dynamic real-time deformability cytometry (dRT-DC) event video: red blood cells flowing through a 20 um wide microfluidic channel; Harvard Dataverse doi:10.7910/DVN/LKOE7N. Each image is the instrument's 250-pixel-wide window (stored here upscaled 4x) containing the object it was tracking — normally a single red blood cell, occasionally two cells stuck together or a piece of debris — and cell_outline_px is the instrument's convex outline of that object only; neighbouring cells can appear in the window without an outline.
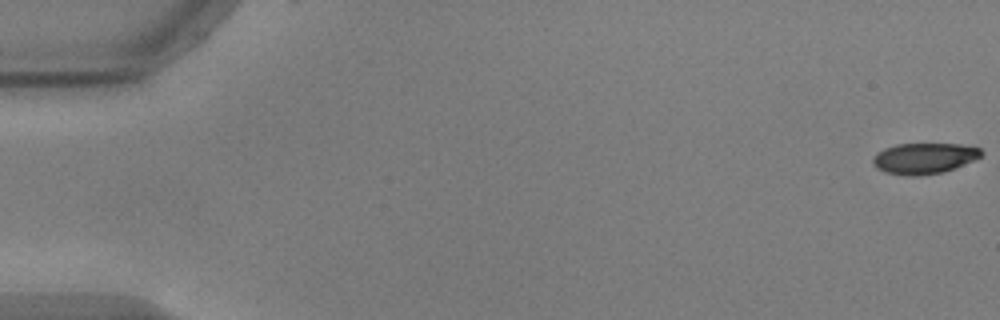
{"species": "common noctule bat (a hibernating species)", "species_latin": "Nyctalus noctula", "temperature_condition": "warm", "stored_images_in_passage": 55, "camera_frame_rate_fps": 3000, "um_per_image_px": 0.085, "animal": {"sex": "male", "body_mass_g": 17.9, "forearm_length_mm": 54.2}, "frame": {"image": 1, "passage_image": 1, "time_ms": 0.0, "image_size_px": [1000, 320], "cell_outline_px": [[984, 152], [980, 156], [972, 160], [944, 172], [920, 176], [908, 176], [884, 172], [876, 168], [872, 164], [872, 160], [884, 148], [896, 144], [960, 144], [980, 148]], "centroid_in_image_um": [78.53, 13.46], "position_along_channel_um": 6.5, "area_um2": 19.36}}
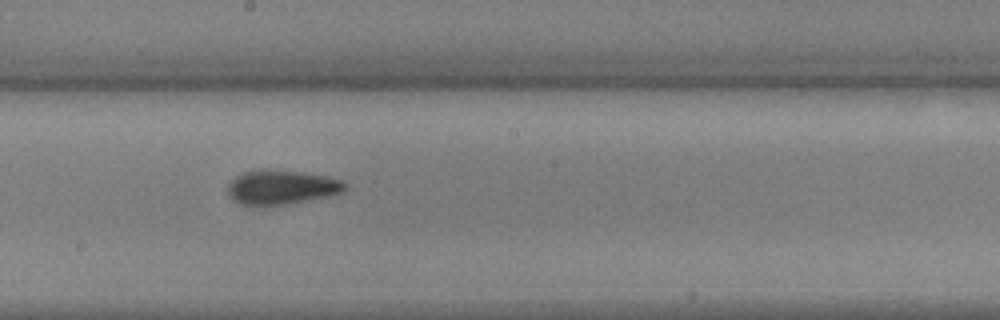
{"frame": {"image": 2, "passage_image": 31, "time_ms": 10.0, "image_size_px": [1000, 320], "cell_outline_px": [[348, 188], [344, 192], [328, 196], [264, 208], [252, 208], [240, 204], [232, 200], [228, 192], [228, 184], [236, 176], [244, 172], [260, 168], [264, 168], [300, 172], [328, 176], [344, 180], [348, 184]], "centroid_in_image_um": [23.91, 15.94], "position_along_channel_um": 224.3, "area_um2": 24.33}}
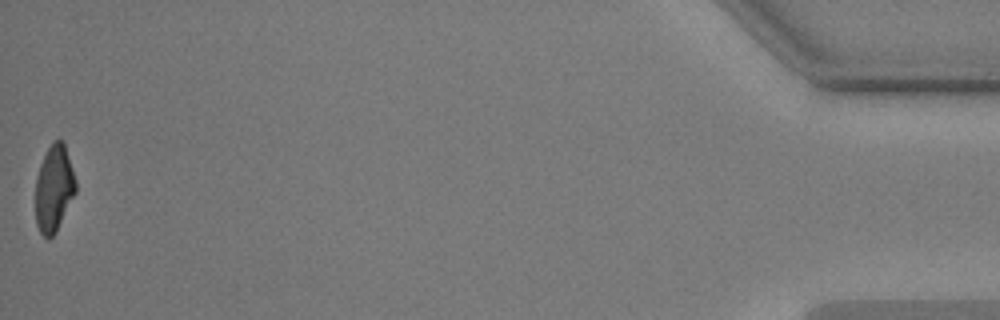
{"frame": {"image": 3, "passage_image": 55, "time_ms": 18.0, "image_size_px": [1000, 320], "cell_outline_px": [[76, 192], [56, 232], [48, 240], [40, 232], [36, 224], [36, 176], [40, 164], [52, 140], [60, 140], [64, 144], [76, 180]], "centroid_in_image_um": [4.58, 16.04], "position_along_channel_um": 430.6, "area_um2": 20.17}, "authors_computed_cell_mechanics": {"area_um2": 22.0796, "velocity_mm_per_s": 3.7276, "shape_relaxation_time_tau1_ms": 4.1473, "shape_relaxation_time_tau2_ms": 2.2586, "deformation_change_tau1": 0.2094, "deformation_change_tau2": 0.1007}}